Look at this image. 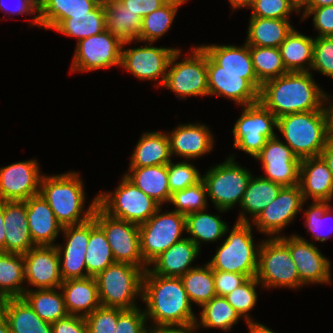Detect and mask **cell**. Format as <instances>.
Segmentation results:
<instances>
[{
    "label": "cell",
    "instance_id": "cell-1",
    "mask_svg": "<svg viewBox=\"0 0 333 333\" xmlns=\"http://www.w3.org/2000/svg\"><path fill=\"white\" fill-rule=\"evenodd\" d=\"M328 100L308 72H288L262 84L259 101L277 118L298 112L325 110Z\"/></svg>",
    "mask_w": 333,
    "mask_h": 333
},
{
    "label": "cell",
    "instance_id": "cell-2",
    "mask_svg": "<svg viewBox=\"0 0 333 333\" xmlns=\"http://www.w3.org/2000/svg\"><path fill=\"white\" fill-rule=\"evenodd\" d=\"M142 299L148 307L145 316L153 319L156 327L196 323L180 277L159 276L147 269L143 275Z\"/></svg>",
    "mask_w": 333,
    "mask_h": 333
},
{
    "label": "cell",
    "instance_id": "cell-3",
    "mask_svg": "<svg viewBox=\"0 0 333 333\" xmlns=\"http://www.w3.org/2000/svg\"><path fill=\"white\" fill-rule=\"evenodd\" d=\"M79 178L75 172L41 177L39 194L50 205L62 227L87 222L93 217L97 207V197H95L84 216L80 218L85 194Z\"/></svg>",
    "mask_w": 333,
    "mask_h": 333
},
{
    "label": "cell",
    "instance_id": "cell-4",
    "mask_svg": "<svg viewBox=\"0 0 333 333\" xmlns=\"http://www.w3.org/2000/svg\"><path fill=\"white\" fill-rule=\"evenodd\" d=\"M277 128L300 160L320 156L331 134L325 110L281 116Z\"/></svg>",
    "mask_w": 333,
    "mask_h": 333
},
{
    "label": "cell",
    "instance_id": "cell-5",
    "mask_svg": "<svg viewBox=\"0 0 333 333\" xmlns=\"http://www.w3.org/2000/svg\"><path fill=\"white\" fill-rule=\"evenodd\" d=\"M252 238L251 224L241 213L230 235L208 264L213 270L244 274L249 278L256 277L259 249H255Z\"/></svg>",
    "mask_w": 333,
    "mask_h": 333
},
{
    "label": "cell",
    "instance_id": "cell-6",
    "mask_svg": "<svg viewBox=\"0 0 333 333\" xmlns=\"http://www.w3.org/2000/svg\"><path fill=\"white\" fill-rule=\"evenodd\" d=\"M144 270L140 267L115 262L99 273L95 279L101 306L134 309L135 295L143 291Z\"/></svg>",
    "mask_w": 333,
    "mask_h": 333
},
{
    "label": "cell",
    "instance_id": "cell-7",
    "mask_svg": "<svg viewBox=\"0 0 333 333\" xmlns=\"http://www.w3.org/2000/svg\"><path fill=\"white\" fill-rule=\"evenodd\" d=\"M97 206L113 218L137 225L149 220L160 207L125 176L114 193L97 196Z\"/></svg>",
    "mask_w": 333,
    "mask_h": 333
},
{
    "label": "cell",
    "instance_id": "cell-8",
    "mask_svg": "<svg viewBox=\"0 0 333 333\" xmlns=\"http://www.w3.org/2000/svg\"><path fill=\"white\" fill-rule=\"evenodd\" d=\"M259 245L256 275L259 283L268 288L277 286L297 288L303 285L288 247L278 237L273 236Z\"/></svg>",
    "mask_w": 333,
    "mask_h": 333
},
{
    "label": "cell",
    "instance_id": "cell-9",
    "mask_svg": "<svg viewBox=\"0 0 333 333\" xmlns=\"http://www.w3.org/2000/svg\"><path fill=\"white\" fill-rule=\"evenodd\" d=\"M160 210L161 206L149 220L138 225L141 254L148 265L162 252L184 239L180 237L186 230L185 215L176 211L159 215Z\"/></svg>",
    "mask_w": 333,
    "mask_h": 333
},
{
    "label": "cell",
    "instance_id": "cell-10",
    "mask_svg": "<svg viewBox=\"0 0 333 333\" xmlns=\"http://www.w3.org/2000/svg\"><path fill=\"white\" fill-rule=\"evenodd\" d=\"M93 218L104 231L115 262L128 263L144 271L148 269V264L141 254L140 232L137 224L113 218L98 206L94 210Z\"/></svg>",
    "mask_w": 333,
    "mask_h": 333
},
{
    "label": "cell",
    "instance_id": "cell-11",
    "mask_svg": "<svg viewBox=\"0 0 333 333\" xmlns=\"http://www.w3.org/2000/svg\"><path fill=\"white\" fill-rule=\"evenodd\" d=\"M233 159L227 158L202 177L207 195L219 211H226L235 203H241L250 178L253 177L247 169L234 163Z\"/></svg>",
    "mask_w": 333,
    "mask_h": 333
},
{
    "label": "cell",
    "instance_id": "cell-12",
    "mask_svg": "<svg viewBox=\"0 0 333 333\" xmlns=\"http://www.w3.org/2000/svg\"><path fill=\"white\" fill-rule=\"evenodd\" d=\"M241 117L234 125V147L254 158L261 152L266 141L275 137L278 118L260 101L244 106Z\"/></svg>",
    "mask_w": 333,
    "mask_h": 333
},
{
    "label": "cell",
    "instance_id": "cell-13",
    "mask_svg": "<svg viewBox=\"0 0 333 333\" xmlns=\"http://www.w3.org/2000/svg\"><path fill=\"white\" fill-rule=\"evenodd\" d=\"M181 51L176 50L169 61L172 67L166 72L163 86L177 93V97L208 95L207 53L199 46L193 49V55L182 62L177 60ZM181 96V97H180Z\"/></svg>",
    "mask_w": 333,
    "mask_h": 333
},
{
    "label": "cell",
    "instance_id": "cell-14",
    "mask_svg": "<svg viewBox=\"0 0 333 333\" xmlns=\"http://www.w3.org/2000/svg\"><path fill=\"white\" fill-rule=\"evenodd\" d=\"M109 30L78 42L71 70L92 71L121 63L123 45Z\"/></svg>",
    "mask_w": 333,
    "mask_h": 333
},
{
    "label": "cell",
    "instance_id": "cell-15",
    "mask_svg": "<svg viewBox=\"0 0 333 333\" xmlns=\"http://www.w3.org/2000/svg\"><path fill=\"white\" fill-rule=\"evenodd\" d=\"M262 162L266 173L264 179L291 187L299 184L300 159L285 143L275 136L266 141L261 152L255 157Z\"/></svg>",
    "mask_w": 333,
    "mask_h": 333
},
{
    "label": "cell",
    "instance_id": "cell-16",
    "mask_svg": "<svg viewBox=\"0 0 333 333\" xmlns=\"http://www.w3.org/2000/svg\"><path fill=\"white\" fill-rule=\"evenodd\" d=\"M41 177L36 160L0 168V200L26 201L38 195Z\"/></svg>",
    "mask_w": 333,
    "mask_h": 333
},
{
    "label": "cell",
    "instance_id": "cell-17",
    "mask_svg": "<svg viewBox=\"0 0 333 333\" xmlns=\"http://www.w3.org/2000/svg\"><path fill=\"white\" fill-rule=\"evenodd\" d=\"M278 238L288 247L303 285L330 282V262L315 245L296 235Z\"/></svg>",
    "mask_w": 333,
    "mask_h": 333
},
{
    "label": "cell",
    "instance_id": "cell-18",
    "mask_svg": "<svg viewBox=\"0 0 333 333\" xmlns=\"http://www.w3.org/2000/svg\"><path fill=\"white\" fill-rule=\"evenodd\" d=\"M208 95H224L239 105L259 101L262 84L256 73L207 72Z\"/></svg>",
    "mask_w": 333,
    "mask_h": 333
},
{
    "label": "cell",
    "instance_id": "cell-19",
    "mask_svg": "<svg viewBox=\"0 0 333 333\" xmlns=\"http://www.w3.org/2000/svg\"><path fill=\"white\" fill-rule=\"evenodd\" d=\"M178 49L149 46L122 50L120 65L139 79L155 80L161 76L163 86L172 54Z\"/></svg>",
    "mask_w": 333,
    "mask_h": 333
},
{
    "label": "cell",
    "instance_id": "cell-20",
    "mask_svg": "<svg viewBox=\"0 0 333 333\" xmlns=\"http://www.w3.org/2000/svg\"><path fill=\"white\" fill-rule=\"evenodd\" d=\"M304 203L299 184L283 187L276 199L252 221L260 232L269 235L279 233L302 210Z\"/></svg>",
    "mask_w": 333,
    "mask_h": 333
},
{
    "label": "cell",
    "instance_id": "cell-21",
    "mask_svg": "<svg viewBox=\"0 0 333 333\" xmlns=\"http://www.w3.org/2000/svg\"><path fill=\"white\" fill-rule=\"evenodd\" d=\"M25 258V280L38 289H60L63 282L56 245L34 246Z\"/></svg>",
    "mask_w": 333,
    "mask_h": 333
},
{
    "label": "cell",
    "instance_id": "cell-22",
    "mask_svg": "<svg viewBox=\"0 0 333 333\" xmlns=\"http://www.w3.org/2000/svg\"><path fill=\"white\" fill-rule=\"evenodd\" d=\"M62 231L67 238V243L64 245L63 251L60 246H56V248L63 281L86 278L87 273H84L83 269L86 270L85 256L90 236V220L78 225L65 226Z\"/></svg>",
    "mask_w": 333,
    "mask_h": 333
},
{
    "label": "cell",
    "instance_id": "cell-23",
    "mask_svg": "<svg viewBox=\"0 0 333 333\" xmlns=\"http://www.w3.org/2000/svg\"><path fill=\"white\" fill-rule=\"evenodd\" d=\"M299 185L304 201H330L333 197V175L323 157L301 159Z\"/></svg>",
    "mask_w": 333,
    "mask_h": 333
},
{
    "label": "cell",
    "instance_id": "cell-24",
    "mask_svg": "<svg viewBox=\"0 0 333 333\" xmlns=\"http://www.w3.org/2000/svg\"><path fill=\"white\" fill-rule=\"evenodd\" d=\"M27 221L32 242L36 246H52L63 227L58 222L50 205L40 194L26 200Z\"/></svg>",
    "mask_w": 333,
    "mask_h": 333
},
{
    "label": "cell",
    "instance_id": "cell-25",
    "mask_svg": "<svg viewBox=\"0 0 333 333\" xmlns=\"http://www.w3.org/2000/svg\"><path fill=\"white\" fill-rule=\"evenodd\" d=\"M5 252L25 254L36 246L29 233L26 201H4Z\"/></svg>",
    "mask_w": 333,
    "mask_h": 333
},
{
    "label": "cell",
    "instance_id": "cell-26",
    "mask_svg": "<svg viewBox=\"0 0 333 333\" xmlns=\"http://www.w3.org/2000/svg\"><path fill=\"white\" fill-rule=\"evenodd\" d=\"M171 155L184 158H196L210 152L213 148V137L205 125L186 124L177 127L170 135Z\"/></svg>",
    "mask_w": 333,
    "mask_h": 333
},
{
    "label": "cell",
    "instance_id": "cell-27",
    "mask_svg": "<svg viewBox=\"0 0 333 333\" xmlns=\"http://www.w3.org/2000/svg\"><path fill=\"white\" fill-rule=\"evenodd\" d=\"M207 53V72L255 73L249 45L201 46Z\"/></svg>",
    "mask_w": 333,
    "mask_h": 333
},
{
    "label": "cell",
    "instance_id": "cell-28",
    "mask_svg": "<svg viewBox=\"0 0 333 333\" xmlns=\"http://www.w3.org/2000/svg\"><path fill=\"white\" fill-rule=\"evenodd\" d=\"M60 289L69 315L86 317L101 306L95 277L64 280Z\"/></svg>",
    "mask_w": 333,
    "mask_h": 333
},
{
    "label": "cell",
    "instance_id": "cell-29",
    "mask_svg": "<svg viewBox=\"0 0 333 333\" xmlns=\"http://www.w3.org/2000/svg\"><path fill=\"white\" fill-rule=\"evenodd\" d=\"M198 254V246L189 237L184 238L153 260L151 264L154 263L155 268L150 271L159 276L181 277L194 268L191 266L189 268L188 266Z\"/></svg>",
    "mask_w": 333,
    "mask_h": 333
},
{
    "label": "cell",
    "instance_id": "cell-30",
    "mask_svg": "<svg viewBox=\"0 0 333 333\" xmlns=\"http://www.w3.org/2000/svg\"><path fill=\"white\" fill-rule=\"evenodd\" d=\"M11 333H52V324L43 321L23 298L0 301Z\"/></svg>",
    "mask_w": 333,
    "mask_h": 333
},
{
    "label": "cell",
    "instance_id": "cell-31",
    "mask_svg": "<svg viewBox=\"0 0 333 333\" xmlns=\"http://www.w3.org/2000/svg\"><path fill=\"white\" fill-rule=\"evenodd\" d=\"M129 171L124 176L160 206L170 201L167 165L130 167Z\"/></svg>",
    "mask_w": 333,
    "mask_h": 333
},
{
    "label": "cell",
    "instance_id": "cell-32",
    "mask_svg": "<svg viewBox=\"0 0 333 333\" xmlns=\"http://www.w3.org/2000/svg\"><path fill=\"white\" fill-rule=\"evenodd\" d=\"M95 7L90 0H40L39 14L34 16L33 25L55 29L71 15L87 14Z\"/></svg>",
    "mask_w": 333,
    "mask_h": 333
},
{
    "label": "cell",
    "instance_id": "cell-33",
    "mask_svg": "<svg viewBox=\"0 0 333 333\" xmlns=\"http://www.w3.org/2000/svg\"><path fill=\"white\" fill-rule=\"evenodd\" d=\"M171 156L168 134L145 133L133 151L130 167L167 165L171 162Z\"/></svg>",
    "mask_w": 333,
    "mask_h": 333
},
{
    "label": "cell",
    "instance_id": "cell-34",
    "mask_svg": "<svg viewBox=\"0 0 333 333\" xmlns=\"http://www.w3.org/2000/svg\"><path fill=\"white\" fill-rule=\"evenodd\" d=\"M288 21V19L251 17L246 43L249 46L279 48L293 30Z\"/></svg>",
    "mask_w": 333,
    "mask_h": 333
},
{
    "label": "cell",
    "instance_id": "cell-35",
    "mask_svg": "<svg viewBox=\"0 0 333 333\" xmlns=\"http://www.w3.org/2000/svg\"><path fill=\"white\" fill-rule=\"evenodd\" d=\"M25 258L22 254L0 251V301L22 298L25 289Z\"/></svg>",
    "mask_w": 333,
    "mask_h": 333
},
{
    "label": "cell",
    "instance_id": "cell-36",
    "mask_svg": "<svg viewBox=\"0 0 333 333\" xmlns=\"http://www.w3.org/2000/svg\"><path fill=\"white\" fill-rule=\"evenodd\" d=\"M106 28L123 43L138 40L142 18L115 0L104 8Z\"/></svg>",
    "mask_w": 333,
    "mask_h": 333
},
{
    "label": "cell",
    "instance_id": "cell-37",
    "mask_svg": "<svg viewBox=\"0 0 333 333\" xmlns=\"http://www.w3.org/2000/svg\"><path fill=\"white\" fill-rule=\"evenodd\" d=\"M314 39L292 30L281 43L279 49L283 64L288 72H308L305 61L311 68L313 62Z\"/></svg>",
    "mask_w": 333,
    "mask_h": 333
},
{
    "label": "cell",
    "instance_id": "cell-38",
    "mask_svg": "<svg viewBox=\"0 0 333 333\" xmlns=\"http://www.w3.org/2000/svg\"><path fill=\"white\" fill-rule=\"evenodd\" d=\"M87 277H96L109 265L115 263L104 231L95 219H90V236L85 256Z\"/></svg>",
    "mask_w": 333,
    "mask_h": 333
},
{
    "label": "cell",
    "instance_id": "cell-39",
    "mask_svg": "<svg viewBox=\"0 0 333 333\" xmlns=\"http://www.w3.org/2000/svg\"><path fill=\"white\" fill-rule=\"evenodd\" d=\"M55 291L56 289L27 290L22 298L43 321L52 324L69 315L63 294Z\"/></svg>",
    "mask_w": 333,
    "mask_h": 333
},
{
    "label": "cell",
    "instance_id": "cell-40",
    "mask_svg": "<svg viewBox=\"0 0 333 333\" xmlns=\"http://www.w3.org/2000/svg\"><path fill=\"white\" fill-rule=\"evenodd\" d=\"M106 15L104 8L95 7L87 14L71 15L63 20L54 30L67 36H75L79 42L87 37L97 35L105 31Z\"/></svg>",
    "mask_w": 333,
    "mask_h": 333
},
{
    "label": "cell",
    "instance_id": "cell-41",
    "mask_svg": "<svg viewBox=\"0 0 333 333\" xmlns=\"http://www.w3.org/2000/svg\"><path fill=\"white\" fill-rule=\"evenodd\" d=\"M283 188L280 184L274 183L262 177L250 178L247 189L239 205L245 212L253 215V220L278 196Z\"/></svg>",
    "mask_w": 333,
    "mask_h": 333
},
{
    "label": "cell",
    "instance_id": "cell-42",
    "mask_svg": "<svg viewBox=\"0 0 333 333\" xmlns=\"http://www.w3.org/2000/svg\"><path fill=\"white\" fill-rule=\"evenodd\" d=\"M200 210L186 215V231L192 235L189 239L200 249L202 241H216L228 231L227 223L217 215H210Z\"/></svg>",
    "mask_w": 333,
    "mask_h": 333
},
{
    "label": "cell",
    "instance_id": "cell-43",
    "mask_svg": "<svg viewBox=\"0 0 333 333\" xmlns=\"http://www.w3.org/2000/svg\"><path fill=\"white\" fill-rule=\"evenodd\" d=\"M181 280L188 297L192 302L203 306L217 296L214 286L213 269L207 263L203 267H194L182 275Z\"/></svg>",
    "mask_w": 333,
    "mask_h": 333
},
{
    "label": "cell",
    "instance_id": "cell-44",
    "mask_svg": "<svg viewBox=\"0 0 333 333\" xmlns=\"http://www.w3.org/2000/svg\"><path fill=\"white\" fill-rule=\"evenodd\" d=\"M185 1L166 2L163 6L142 18L138 41L153 42L171 27L179 5Z\"/></svg>",
    "mask_w": 333,
    "mask_h": 333
},
{
    "label": "cell",
    "instance_id": "cell-45",
    "mask_svg": "<svg viewBox=\"0 0 333 333\" xmlns=\"http://www.w3.org/2000/svg\"><path fill=\"white\" fill-rule=\"evenodd\" d=\"M249 52L254 71L261 84L288 73L279 48L249 46Z\"/></svg>",
    "mask_w": 333,
    "mask_h": 333
},
{
    "label": "cell",
    "instance_id": "cell-46",
    "mask_svg": "<svg viewBox=\"0 0 333 333\" xmlns=\"http://www.w3.org/2000/svg\"><path fill=\"white\" fill-rule=\"evenodd\" d=\"M200 323L204 327H216L224 331L232 328V325L240 318L236 310L227 302L223 296H215L203 306Z\"/></svg>",
    "mask_w": 333,
    "mask_h": 333
},
{
    "label": "cell",
    "instance_id": "cell-47",
    "mask_svg": "<svg viewBox=\"0 0 333 333\" xmlns=\"http://www.w3.org/2000/svg\"><path fill=\"white\" fill-rule=\"evenodd\" d=\"M206 194V185L201 180L195 185L173 192L169 202L177 207L174 211L186 216L187 214L206 209Z\"/></svg>",
    "mask_w": 333,
    "mask_h": 333
},
{
    "label": "cell",
    "instance_id": "cell-48",
    "mask_svg": "<svg viewBox=\"0 0 333 333\" xmlns=\"http://www.w3.org/2000/svg\"><path fill=\"white\" fill-rule=\"evenodd\" d=\"M259 284L256 277L249 278L241 286L235 288L225 296L227 302L236 310L240 317H245L248 324L253 323L249 318V312L256 304V286Z\"/></svg>",
    "mask_w": 333,
    "mask_h": 333
},
{
    "label": "cell",
    "instance_id": "cell-49",
    "mask_svg": "<svg viewBox=\"0 0 333 333\" xmlns=\"http://www.w3.org/2000/svg\"><path fill=\"white\" fill-rule=\"evenodd\" d=\"M167 169L171 194L175 191L195 185L202 180L198 170L186 161L176 164H173L171 161L167 164Z\"/></svg>",
    "mask_w": 333,
    "mask_h": 333
},
{
    "label": "cell",
    "instance_id": "cell-50",
    "mask_svg": "<svg viewBox=\"0 0 333 333\" xmlns=\"http://www.w3.org/2000/svg\"><path fill=\"white\" fill-rule=\"evenodd\" d=\"M124 310L118 307L100 306L96 308L85 317L88 333H115L118 316Z\"/></svg>",
    "mask_w": 333,
    "mask_h": 333
},
{
    "label": "cell",
    "instance_id": "cell-51",
    "mask_svg": "<svg viewBox=\"0 0 333 333\" xmlns=\"http://www.w3.org/2000/svg\"><path fill=\"white\" fill-rule=\"evenodd\" d=\"M311 68L333 78V36L314 39Z\"/></svg>",
    "mask_w": 333,
    "mask_h": 333
},
{
    "label": "cell",
    "instance_id": "cell-52",
    "mask_svg": "<svg viewBox=\"0 0 333 333\" xmlns=\"http://www.w3.org/2000/svg\"><path fill=\"white\" fill-rule=\"evenodd\" d=\"M314 203L309 206V210L305 211V215L307 216L306 226L308 227V231L312 232V237H314L317 241L324 242L328 239L329 236L321 235V230L323 229L324 220L330 217V213L332 212V208L328 201H313ZM331 209V210H330ZM329 231V230H328ZM330 231H333V227L330 226Z\"/></svg>",
    "mask_w": 333,
    "mask_h": 333
},
{
    "label": "cell",
    "instance_id": "cell-53",
    "mask_svg": "<svg viewBox=\"0 0 333 333\" xmlns=\"http://www.w3.org/2000/svg\"><path fill=\"white\" fill-rule=\"evenodd\" d=\"M250 8L251 17L259 18L287 19L291 11L298 12L290 0H254Z\"/></svg>",
    "mask_w": 333,
    "mask_h": 333
},
{
    "label": "cell",
    "instance_id": "cell-54",
    "mask_svg": "<svg viewBox=\"0 0 333 333\" xmlns=\"http://www.w3.org/2000/svg\"><path fill=\"white\" fill-rule=\"evenodd\" d=\"M146 316L138 307L125 309L119 316L115 333H150L146 329Z\"/></svg>",
    "mask_w": 333,
    "mask_h": 333
},
{
    "label": "cell",
    "instance_id": "cell-55",
    "mask_svg": "<svg viewBox=\"0 0 333 333\" xmlns=\"http://www.w3.org/2000/svg\"><path fill=\"white\" fill-rule=\"evenodd\" d=\"M314 14L315 28L319 31L317 37L333 36V5L323 7H305L303 18Z\"/></svg>",
    "mask_w": 333,
    "mask_h": 333
},
{
    "label": "cell",
    "instance_id": "cell-56",
    "mask_svg": "<svg viewBox=\"0 0 333 333\" xmlns=\"http://www.w3.org/2000/svg\"><path fill=\"white\" fill-rule=\"evenodd\" d=\"M214 286L217 296L225 297L235 288L245 283L249 277L244 274L213 270Z\"/></svg>",
    "mask_w": 333,
    "mask_h": 333
},
{
    "label": "cell",
    "instance_id": "cell-57",
    "mask_svg": "<svg viewBox=\"0 0 333 333\" xmlns=\"http://www.w3.org/2000/svg\"><path fill=\"white\" fill-rule=\"evenodd\" d=\"M52 333H88L85 317L68 315L52 323Z\"/></svg>",
    "mask_w": 333,
    "mask_h": 333
},
{
    "label": "cell",
    "instance_id": "cell-58",
    "mask_svg": "<svg viewBox=\"0 0 333 333\" xmlns=\"http://www.w3.org/2000/svg\"><path fill=\"white\" fill-rule=\"evenodd\" d=\"M123 5H126L128 9L140 16L145 17L147 14L155 11L163 6L165 0H119Z\"/></svg>",
    "mask_w": 333,
    "mask_h": 333
},
{
    "label": "cell",
    "instance_id": "cell-59",
    "mask_svg": "<svg viewBox=\"0 0 333 333\" xmlns=\"http://www.w3.org/2000/svg\"><path fill=\"white\" fill-rule=\"evenodd\" d=\"M199 326L197 323H191L188 325H177L175 328L174 325L170 326H157L154 329H149L150 333H192L196 327ZM192 331V332H191Z\"/></svg>",
    "mask_w": 333,
    "mask_h": 333
},
{
    "label": "cell",
    "instance_id": "cell-60",
    "mask_svg": "<svg viewBox=\"0 0 333 333\" xmlns=\"http://www.w3.org/2000/svg\"><path fill=\"white\" fill-rule=\"evenodd\" d=\"M16 8L9 9L5 3H3V0H0V9L1 11L5 10V12H9L12 14H24V13H30L34 14L35 10L37 11V8L29 1V0H18ZM35 9V10H34Z\"/></svg>",
    "mask_w": 333,
    "mask_h": 333
},
{
    "label": "cell",
    "instance_id": "cell-61",
    "mask_svg": "<svg viewBox=\"0 0 333 333\" xmlns=\"http://www.w3.org/2000/svg\"><path fill=\"white\" fill-rule=\"evenodd\" d=\"M321 156L327 162L329 170L333 175V134H330L327 144L322 150Z\"/></svg>",
    "mask_w": 333,
    "mask_h": 333
},
{
    "label": "cell",
    "instance_id": "cell-62",
    "mask_svg": "<svg viewBox=\"0 0 333 333\" xmlns=\"http://www.w3.org/2000/svg\"><path fill=\"white\" fill-rule=\"evenodd\" d=\"M4 201L0 200V251L5 252Z\"/></svg>",
    "mask_w": 333,
    "mask_h": 333
},
{
    "label": "cell",
    "instance_id": "cell-63",
    "mask_svg": "<svg viewBox=\"0 0 333 333\" xmlns=\"http://www.w3.org/2000/svg\"><path fill=\"white\" fill-rule=\"evenodd\" d=\"M250 333H274L272 330L268 329L264 325L257 324L256 322H253L251 324H248Z\"/></svg>",
    "mask_w": 333,
    "mask_h": 333
},
{
    "label": "cell",
    "instance_id": "cell-64",
    "mask_svg": "<svg viewBox=\"0 0 333 333\" xmlns=\"http://www.w3.org/2000/svg\"><path fill=\"white\" fill-rule=\"evenodd\" d=\"M0 333H11L8 321L0 310Z\"/></svg>",
    "mask_w": 333,
    "mask_h": 333
},
{
    "label": "cell",
    "instance_id": "cell-65",
    "mask_svg": "<svg viewBox=\"0 0 333 333\" xmlns=\"http://www.w3.org/2000/svg\"><path fill=\"white\" fill-rule=\"evenodd\" d=\"M233 9L240 7H250L254 0H229Z\"/></svg>",
    "mask_w": 333,
    "mask_h": 333
},
{
    "label": "cell",
    "instance_id": "cell-66",
    "mask_svg": "<svg viewBox=\"0 0 333 333\" xmlns=\"http://www.w3.org/2000/svg\"><path fill=\"white\" fill-rule=\"evenodd\" d=\"M333 5V0H311L307 7H323Z\"/></svg>",
    "mask_w": 333,
    "mask_h": 333
},
{
    "label": "cell",
    "instance_id": "cell-67",
    "mask_svg": "<svg viewBox=\"0 0 333 333\" xmlns=\"http://www.w3.org/2000/svg\"><path fill=\"white\" fill-rule=\"evenodd\" d=\"M325 111H326V114H327L330 133L333 134V104H332V106L331 105L328 106L325 109Z\"/></svg>",
    "mask_w": 333,
    "mask_h": 333
},
{
    "label": "cell",
    "instance_id": "cell-68",
    "mask_svg": "<svg viewBox=\"0 0 333 333\" xmlns=\"http://www.w3.org/2000/svg\"><path fill=\"white\" fill-rule=\"evenodd\" d=\"M311 0H290L291 4L296 8V10L299 12L300 8L303 6L307 7L309 5Z\"/></svg>",
    "mask_w": 333,
    "mask_h": 333
},
{
    "label": "cell",
    "instance_id": "cell-69",
    "mask_svg": "<svg viewBox=\"0 0 333 333\" xmlns=\"http://www.w3.org/2000/svg\"><path fill=\"white\" fill-rule=\"evenodd\" d=\"M95 6L105 8L115 0H90Z\"/></svg>",
    "mask_w": 333,
    "mask_h": 333
},
{
    "label": "cell",
    "instance_id": "cell-70",
    "mask_svg": "<svg viewBox=\"0 0 333 333\" xmlns=\"http://www.w3.org/2000/svg\"><path fill=\"white\" fill-rule=\"evenodd\" d=\"M36 8H37V12L40 8V0H29Z\"/></svg>",
    "mask_w": 333,
    "mask_h": 333
},
{
    "label": "cell",
    "instance_id": "cell-71",
    "mask_svg": "<svg viewBox=\"0 0 333 333\" xmlns=\"http://www.w3.org/2000/svg\"><path fill=\"white\" fill-rule=\"evenodd\" d=\"M166 2H172V1H187V0H165Z\"/></svg>",
    "mask_w": 333,
    "mask_h": 333
}]
</instances>
